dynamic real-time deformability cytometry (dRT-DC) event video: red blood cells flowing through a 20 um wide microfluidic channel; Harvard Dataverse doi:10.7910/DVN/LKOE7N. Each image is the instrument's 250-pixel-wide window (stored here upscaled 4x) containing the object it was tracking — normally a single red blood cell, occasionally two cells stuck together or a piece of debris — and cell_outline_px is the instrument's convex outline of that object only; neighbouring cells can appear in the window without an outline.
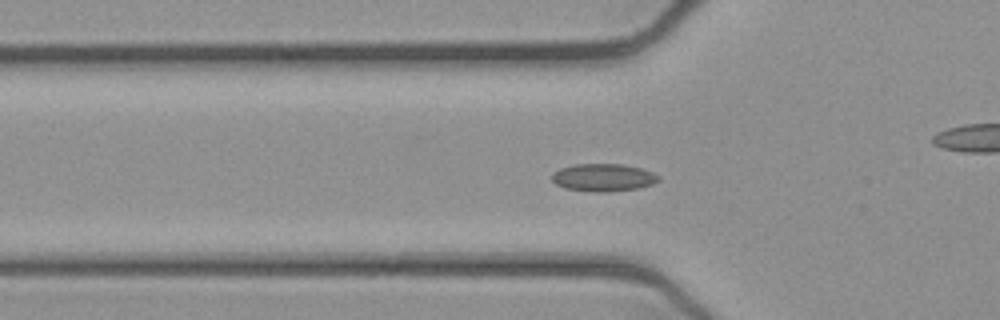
{"species": "common noctule bat (a hibernating species)", "species_latin": "Nyctalus noctula", "temperature_condition": "cold", "stored_images_in_passage": 54, "camera_frame_rate_fps": 3000, "um_per_image_px": 0.085, "animal": {"sex": "female", "body_mass_g": 21.9}, "frame": {"image": 1, "passage_image": 18, "time_ms": 5.667, "image_size_px": [1000, 320], "cell_outline_px": [[660, 180], [652, 184], [636, 188], [604, 192], [592, 192], [564, 188], [556, 184], [552, 180], [552, 172], [560, 168], [572, 164], [624, 164], [640, 168], [652, 172], [660, 176]], "centroid_in_image_um": [51.25, 15.08], "position_along_channel_um": 74.5, "area_um2": 17.22}}
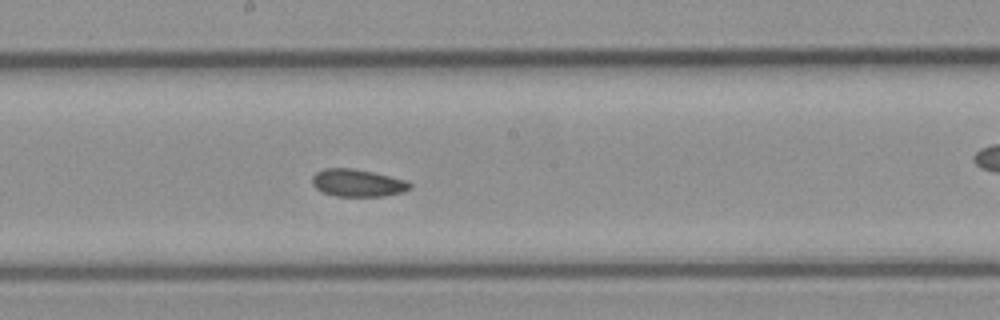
{"frame": {"image": 2, "passage_image": 29, "time_ms": 9.333, "image_size_px": [1000, 320], "cell_outline_px": [[412, 188], [404, 192], [384, 196], [336, 196], [324, 192], [316, 188], [312, 184], [312, 176], [316, 172], [324, 168], [352, 168], [372, 172], [408, 180], [412, 184]], "centroid_in_image_um": [30.43, 15.55], "position_along_channel_um": 217.8, "area_um2": 15.72}}
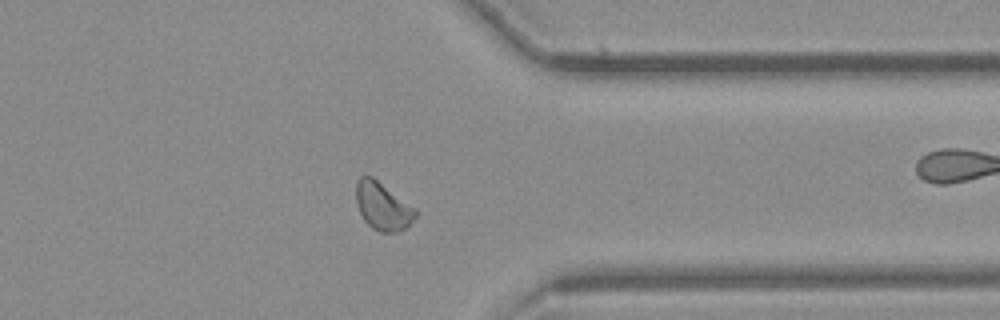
{"frame": {"image": 3, "passage_image": 42, "time_ms": 13.667, "image_size_px": [1000, 320], "cell_outline_px": [[420, 212], [400, 232], [380, 232], [372, 228], [364, 220], [360, 212], [356, 200], [356, 180], [360, 176], [372, 176], [416, 208]], "centroid_in_image_um": [32.54, 17.52], "position_along_channel_um": 378.9, "area_um2": 16.53}, "authors_computed_cell_mechanics": {"area_um2": 16.4152, "velocity_mm_per_s": 3.8763, "shape_relaxation_time_tau1_ms": null, "shape_relaxation_time_tau2_ms": 4.4372, "deformation_change_tau1": null, "deformation_change_tau2": 0.0768}}